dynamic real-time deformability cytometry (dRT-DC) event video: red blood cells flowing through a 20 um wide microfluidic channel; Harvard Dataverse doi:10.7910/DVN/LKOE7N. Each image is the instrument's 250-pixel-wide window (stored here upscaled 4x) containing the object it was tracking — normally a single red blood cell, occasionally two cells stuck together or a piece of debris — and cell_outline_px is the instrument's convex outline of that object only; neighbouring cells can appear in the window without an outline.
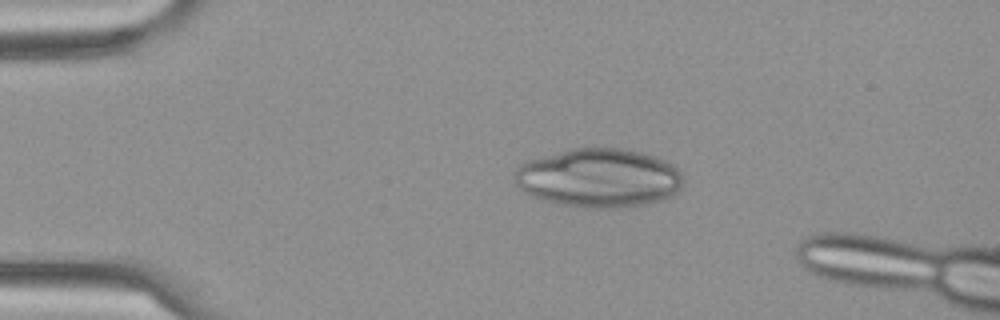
{"species": "Egyptian fruit bat (a non-hibernating species)", "species_latin": "Rousettus aegyptiacus", "temperature_condition": "cold", "stored_images_in_passage": 4, "camera_frame_rate_fps": 3000, "um_per_image_px": 0.085, "frame": {"image": 1, "passage_image": 3, "time_ms": 0.667, "image_size_px": [1000, 320], "cell_outline_px": [[684, 180], [680, 188], [676, 192], [660, 200], [648, 204], [620, 208], [584, 208], [544, 200], [532, 196], [524, 192], [516, 184], [516, 168], [524, 160], [572, 148], [620, 148], [640, 152], [664, 160], [676, 168], [684, 176]], "centroid_in_image_um": [50.89, 15.13], "position_along_channel_um": 34.1, "area_um2": 57.86}}